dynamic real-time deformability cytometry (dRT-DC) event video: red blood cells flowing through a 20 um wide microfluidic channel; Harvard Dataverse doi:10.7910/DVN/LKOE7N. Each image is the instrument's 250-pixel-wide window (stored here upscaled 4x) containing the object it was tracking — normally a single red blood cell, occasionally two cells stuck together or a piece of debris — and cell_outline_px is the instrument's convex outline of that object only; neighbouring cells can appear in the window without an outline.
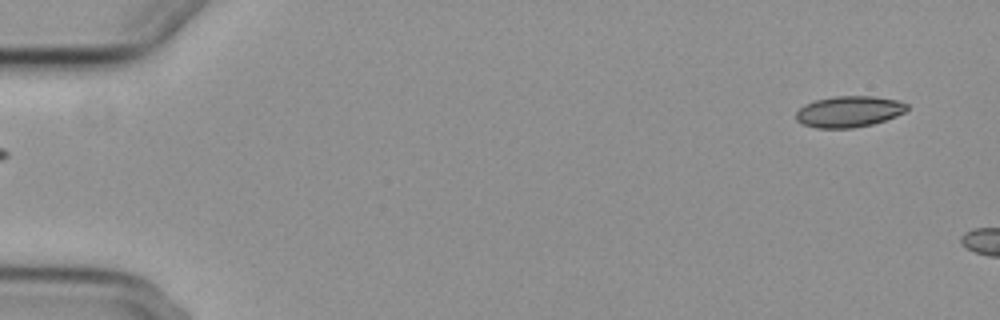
{"species": "common noctule bat (a hibernating species)", "species_latin": "Nyctalus noctula", "temperature_condition": "cold", "stored_images_in_passage": 2, "segment_of_instrument_passage": [2, 2], "camera_frame_rate_fps": 3000, "um_per_image_px": 0.085, "animal": {"sex": "female", "body_mass_g": 29.2, "forearm_length_mm": 56.3}, "frame": {"image": 1, "passage_image": 2, "time_ms": 1.333, "image_size_px": [1000, 320], "cell_outline_px": [[908, 108], [904, 112], [896, 116], [872, 124], [852, 128], [816, 128], [804, 124], [796, 120], [796, 112], [804, 104], [816, 100], [836, 96], [872, 96], [896, 100], [908, 104]], "centroid_in_image_um": [72.15, 9.48], "position_along_channel_um": 12.9, "area_um2": 20.0}}